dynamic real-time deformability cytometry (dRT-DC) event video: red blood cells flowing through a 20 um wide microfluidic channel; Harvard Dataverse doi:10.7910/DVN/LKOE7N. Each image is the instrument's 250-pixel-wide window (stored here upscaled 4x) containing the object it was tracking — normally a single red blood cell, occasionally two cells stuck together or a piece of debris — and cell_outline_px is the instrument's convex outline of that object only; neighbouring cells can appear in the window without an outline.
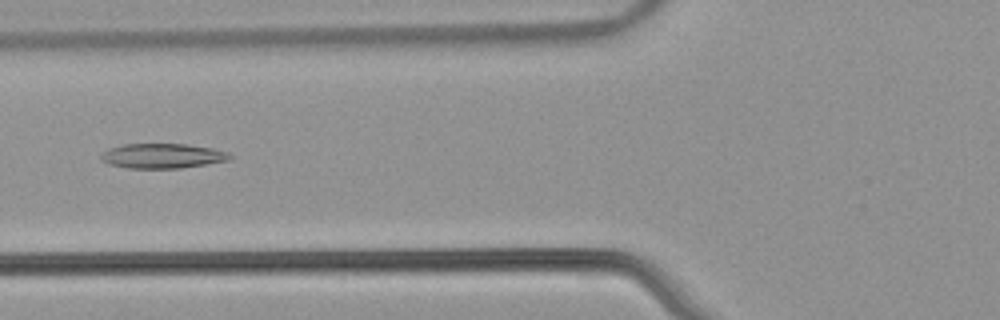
{"species": "common noctule bat (a hibernating species)", "species_latin": "Nyctalus noctula", "temperature_condition": "warm", "stored_images_in_passage": 54, "camera_frame_rate_fps": 3000, "um_per_image_px": 0.085, "animal": {"sex": "male", "body_mass_g": 21.5, "forearm_length_mm": 52.0}, "frame": {"image": 1, "passage_image": 22, "time_ms": 7.0, "image_size_px": [1000, 320], "cell_outline_px": [[232, 156], [228, 160], [180, 168], [128, 168], [108, 164], [100, 160], [100, 156], [108, 148], [120, 144], [188, 144], [212, 148], [228, 152]], "centroid_in_image_um": [13.76, 13.24], "position_along_channel_um": 112.0, "area_um2": 18.61}}
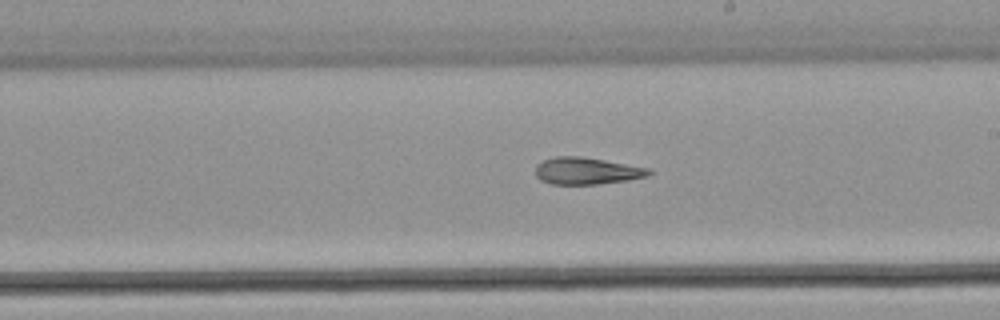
{"frame": {"image": 2, "passage_image": 32, "time_ms": 10.333, "image_size_px": [1000, 320], "cell_outline_px": [[652, 172], [648, 176], [628, 180], [596, 184], [552, 184], [540, 180], [536, 176], [536, 164], [544, 160], [556, 156], [580, 156], [652, 168]], "centroid_in_image_um": [49.89, 14.52], "position_along_channel_um": 239.1, "area_um2": 17.86}}
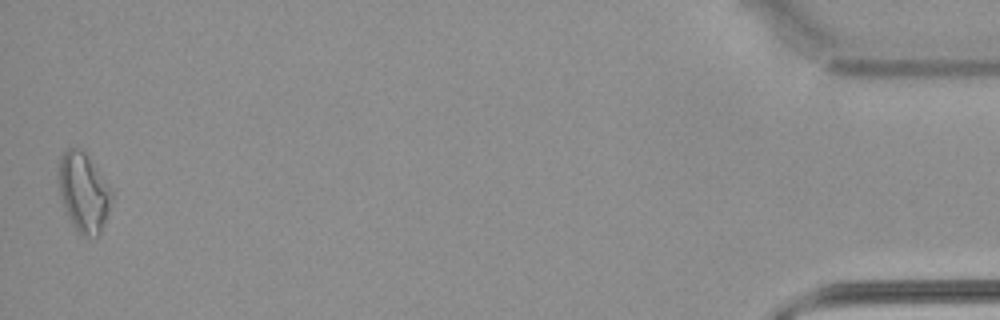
{"frame": {"image": 3, "passage_image": 54, "time_ms": 17.667, "image_size_px": [1000, 320], "cell_outline_px": [[112, 200], [108, 212], [100, 232], [96, 236], [84, 236], [72, 224], [64, 208], [56, 176], [60, 156], [68, 148], [76, 148], [84, 152], [112, 192]], "centroid_in_image_um": [7.06, 16.34], "position_along_channel_um": 428.1, "area_um2": 23.93}, "authors_computed_cell_mechanics": {"area_um2": 19.8543, "velocity_mm_per_s": 3.8146, "shape_relaxation_time_tau1_ms": null, "shape_relaxation_time_tau2_ms": 4.7746, "deformation_change_tau1": null, "deformation_change_tau2": 0.1435}}